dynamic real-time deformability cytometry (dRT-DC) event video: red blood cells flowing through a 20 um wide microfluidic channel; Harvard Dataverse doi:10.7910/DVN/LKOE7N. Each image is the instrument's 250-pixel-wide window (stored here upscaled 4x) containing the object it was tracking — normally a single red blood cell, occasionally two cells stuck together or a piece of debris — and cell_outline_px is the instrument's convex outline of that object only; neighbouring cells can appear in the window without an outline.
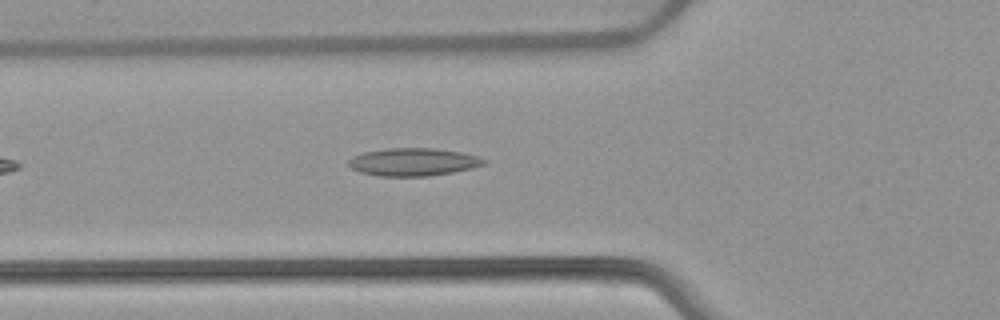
{"species": "common noctule bat (a hibernating species)", "species_latin": "Nyctalus noctula", "temperature_condition": "warm", "stored_images_in_passage": 41, "camera_frame_rate_fps": 3000, "um_per_image_px": 0.085, "animal": {"sex": "female", "body_mass_g": 22.7, "forearm_length_mm": 54.2}, "frame": {"image": 1, "passage_image": 7, "time_ms": 2.0, "image_size_px": [1000, 320], "cell_outline_px": [[488, 160], [484, 164], [472, 168], [452, 172], [428, 176], [380, 176], [360, 172], [352, 168], [348, 164], [348, 160], [352, 156], [364, 152], [388, 148], [432, 148], [460, 152], [480, 156]], "centroid_in_image_um": [35.13, 13.76], "position_along_channel_um": 90.7, "area_um2": 21.91}}
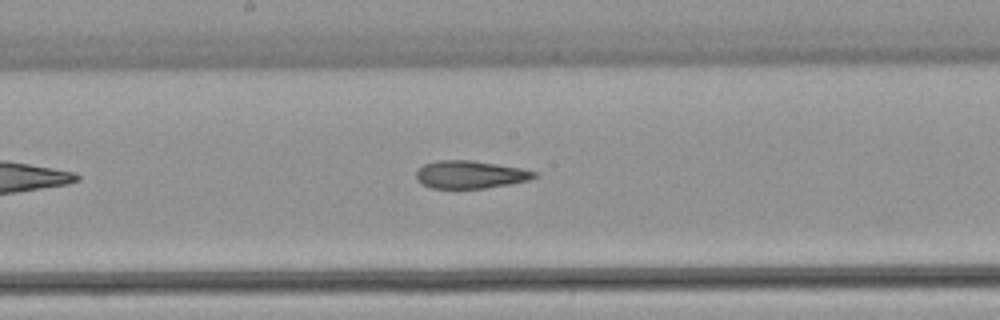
{"frame": {"image": 2, "passage_image": 16, "time_ms": 5.0, "image_size_px": [1000, 320], "cell_outline_px": [[540, 176], [528, 180], [508, 184], [484, 188], [432, 188], [420, 184], [416, 180], [416, 172], [424, 164], [436, 160], [472, 160], [520, 168], [536, 172]], "centroid_in_image_um": [39.94, 14.83], "position_along_channel_um": 208.3, "area_um2": 19.07}}
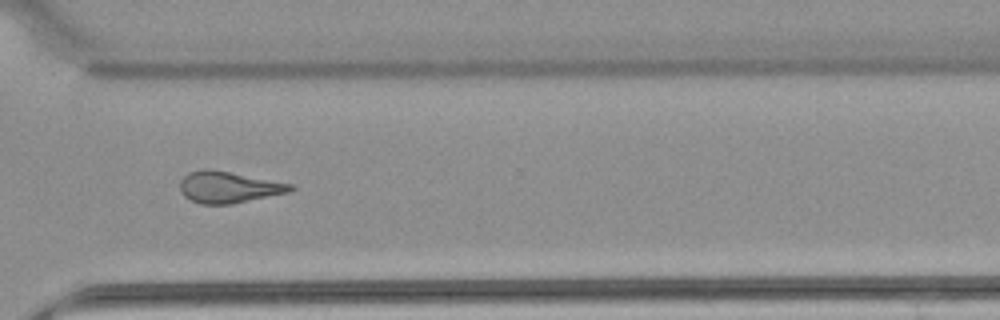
{"frame": {"image": 3, "passage_image": 27, "time_ms": 8.667, "image_size_px": [1000, 320], "cell_outline_px": [[296, 188], [288, 192], [232, 204], [200, 204], [184, 196], [180, 192], [180, 180], [188, 172], [204, 168], [208, 168], [292, 184]], "centroid_in_image_um": [19.38, 15.91], "position_along_channel_um": 351.2, "area_um2": 20.11}, "authors_computed_cell_mechanics": {"area_um2": 20.6346, "velocity_mm_per_s": 3.9006, "shape_relaxation_time_tau1_ms": null, "shape_relaxation_time_tau2_ms": 4.0451, "deformation_change_tau1": null, "deformation_change_tau2": 0.1618}}